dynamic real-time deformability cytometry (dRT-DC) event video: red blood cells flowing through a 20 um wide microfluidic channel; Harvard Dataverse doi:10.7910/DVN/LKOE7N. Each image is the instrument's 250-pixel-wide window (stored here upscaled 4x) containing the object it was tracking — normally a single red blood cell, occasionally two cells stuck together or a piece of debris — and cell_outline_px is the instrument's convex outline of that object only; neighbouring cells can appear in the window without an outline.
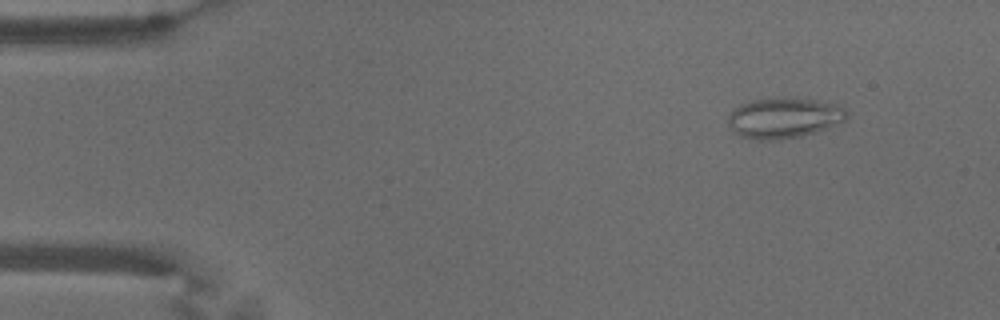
{"species": "common noctule bat (a hibernating species)", "species_latin": "Nyctalus noctula", "temperature_condition": "warm", "stored_images_in_passage": 43, "camera_frame_rate_fps": 3000, "um_per_image_px": 0.085, "animal": {"sex": "male", "body_mass_g": 18.8}, "frame": {"image": 1, "passage_image": 6, "time_ms": 1.667, "image_size_px": [1000, 320], "cell_outline_px": [[848, 116], [844, 120], [824, 128], [800, 136], [780, 140], [756, 140], [740, 136], [732, 132], [728, 124], [728, 116], [732, 108], [740, 104], [752, 100], [816, 100], [836, 104], [844, 108], [848, 112]], "centroid_in_image_um": [66.56, 10.06], "position_along_channel_um": 18.4, "area_um2": 27.34}}
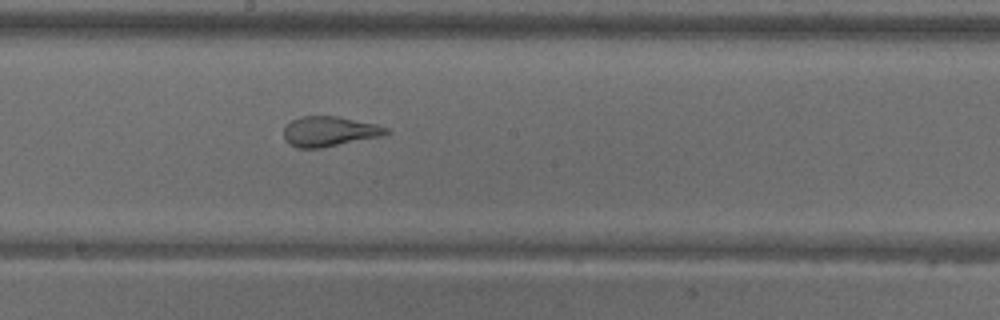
{"frame": {"image": 2, "passage_image": 30, "time_ms": 9.667, "image_size_px": [1000, 320], "cell_outline_px": [[392, 132], [384, 136], [320, 148], [296, 148], [288, 144], [284, 140], [284, 128], [292, 120], [300, 116], [340, 116], [376, 124], [388, 128]], "centroid_in_image_um": [28.02, 11.17], "position_along_channel_um": 220.2, "area_um2": 18.21}}
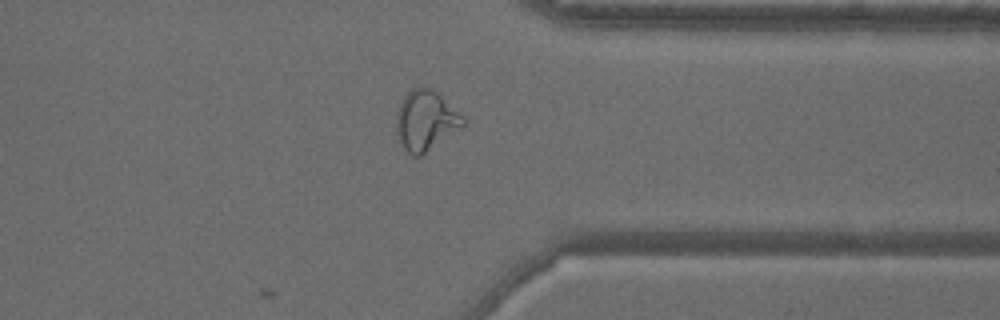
{"frame": {"image": 3, "passage_image": 43, "time_ms": 14.0, "image_size_px": [1000, 320], "cell_outline_px": [[468, 120], [464, 124], [420, 156], [412, 156], [404, 148], [400, 140], [396, 128], [396, 116], [400, 100], [412, 88], [432, 88], [464, 116]], "centroid_in_image_um": [36.17, 10.22], "position_along_channel_um": 375.2, "area_um2": 22.89}, "authors_computed_cell_mechanics": {"area_um2": 20.6924, "velocity_mm_per_s": 3.6732, "shape_relaxation_time_tau1_ms": null, "shape_relaxation_time_tau2_ms": 1.078, "deformation_change_tau1": null, "deformation_change_tau2": 0.1046}}